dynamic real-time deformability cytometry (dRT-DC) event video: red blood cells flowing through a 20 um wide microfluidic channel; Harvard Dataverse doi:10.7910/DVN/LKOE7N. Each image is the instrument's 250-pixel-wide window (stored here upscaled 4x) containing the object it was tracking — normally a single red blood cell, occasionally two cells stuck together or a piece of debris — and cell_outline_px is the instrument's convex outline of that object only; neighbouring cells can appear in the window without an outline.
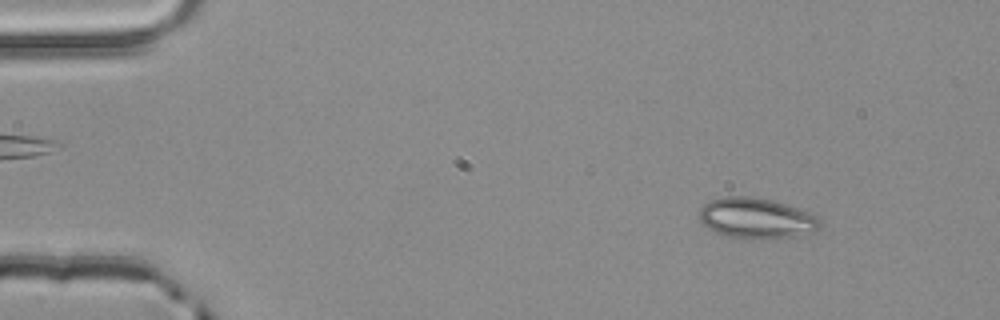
{"species": "common noctule bat (a hibernating species)", "species_latin": "Nyctalus noctula", "temperature_condition": "room temperature", "stored_images_in_passage": 4, "camera_frame_rate_fps": 3000, "um_per_image_px": 0.085, "animal": {"sex": "male", "body_mass_g": 20.4}, "frame": {"image": 1, "passage_image": 2, "time_ms": 0.333, "image_size_px": [1000, 320], "cell_outline_px": [[820, 228], [812, 232], [792, 236], [728, 236], [716, 232], [708, 228], [700, 220], [700, 208], [708, 200], [720, 196], [748, 196], [772, 200], [820, 216]], "centroid_in_image_um": [64.27, 18.49], "position_along_channel_um": 20.7, "area_um2": 27.69}}